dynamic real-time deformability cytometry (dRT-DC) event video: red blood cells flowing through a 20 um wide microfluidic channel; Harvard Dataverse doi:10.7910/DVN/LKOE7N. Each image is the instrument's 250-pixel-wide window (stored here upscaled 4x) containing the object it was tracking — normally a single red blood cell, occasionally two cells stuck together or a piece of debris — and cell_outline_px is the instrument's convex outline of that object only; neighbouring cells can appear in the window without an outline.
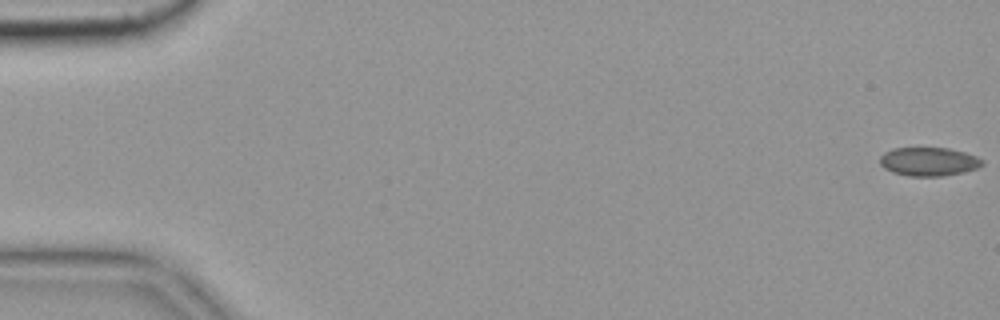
{"species": "common noctule bat (a hibernating species)", "species_latin": "Nyctalus noctula", "temperature_condition": "cold", "stored_images_in_passage": 14, "camera_frame_rate_fps": 3000, "um_per_image_px": 0.085, "animal": {"sex": "female", "body_mass_g": 19.9}, "frame": {"image": 1, "passage_image": 1, "time_ms": 0.0, "image_size_px": [1000, 320], "cell_outline_px": [[984, 164], [976, 168], [964, 172], [940, 176], [908, 176], [892, 172], [884, 168], [880, 164], [880, 156], [884, 152], [892, 148], [948, 148], [964, 152], [976, 156], [984, 160]], "centroid_in_image_um": [78.93, 13.73], "position_along_channel_um": 6.1, "area_um2": 17.11}}